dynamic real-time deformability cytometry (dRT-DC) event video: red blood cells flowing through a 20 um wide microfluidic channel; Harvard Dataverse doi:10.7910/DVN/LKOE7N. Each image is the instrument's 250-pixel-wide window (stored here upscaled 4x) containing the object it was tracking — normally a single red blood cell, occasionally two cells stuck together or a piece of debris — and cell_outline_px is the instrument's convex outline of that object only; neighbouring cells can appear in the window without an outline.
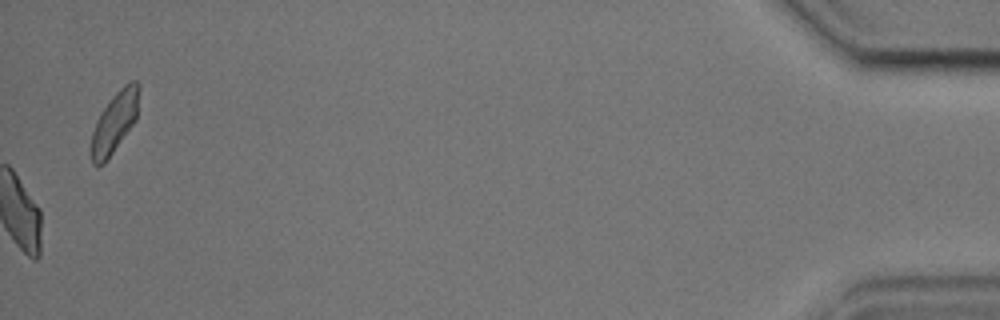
{"species": "common noctule bat (a hibernating species)", "species_latin": "Nyctalus noctula", "temperature_condition": "cold", "stored_images_in_passage": 54, "camera_frame_rate_fps": 3000, "um_per_image_px": 0.085, "animal": {"sex": "male", "body_mass_g": 17.9, "forearm_length_mm": 54.2}, "frame": {"image": 1, "passage_image": 54, "time_ms": 17.667, "image_size_px": [1000, 320], "cell_outline_px": [[140, 88], [136, 120], [104, 164], [96, 168], [92, 164], [88, 148], [92, 132], [96, 120], [100, 112], [112, 96], [128, 80], [136, 80], [140, 84]], "centroid_in_image_um": [9.7, 10.41], "position_along_channel_um": 425.5, "area_um2": 17.51}, "authors_computed_cell_mechanics": {"area_um2": 21.7039, "velocity_mm_per_s": 3.6469, "shape_relaxation_time_tau1_ms": 3.6128, "shape_relaxation_time_tau2_ms": 2.1781, "deformation_change_tau1": 0.1132, "deformation_change_tau2": 0.0838}}